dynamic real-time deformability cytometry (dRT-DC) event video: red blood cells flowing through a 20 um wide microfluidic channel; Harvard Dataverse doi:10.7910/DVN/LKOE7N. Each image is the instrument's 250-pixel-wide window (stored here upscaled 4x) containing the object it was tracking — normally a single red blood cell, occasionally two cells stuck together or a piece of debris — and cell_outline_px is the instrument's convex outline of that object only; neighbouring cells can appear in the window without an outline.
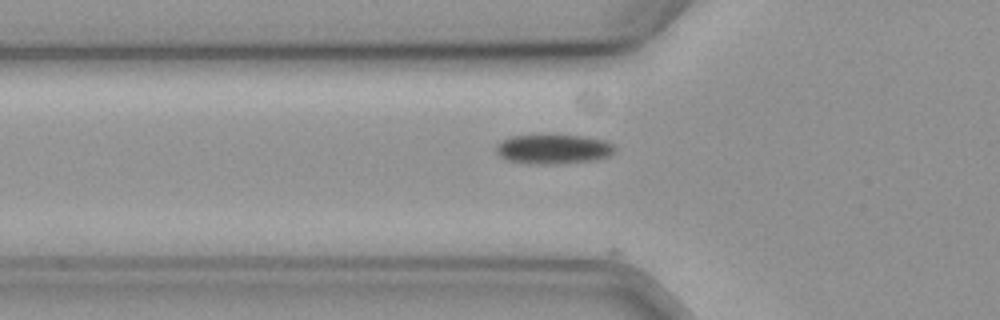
{"species": "common noctule bat (a hibernating species)", "species_latin": "Nyctalus noctula", "temperature_condition": "cold", "stored_images_in_passage": 11, "camera_frame_rate_fps": 3000, "um_per_image_px": 0.085, "animal": {"sex": "female", "body_mass_g": 19.3, "forearm_length_mm": 54.1}, "frame": {"image": 1, "passage_image": 2, "time_ms": 0.333, "image_size_px": [1000, 320], "cell_outline_px": [[616, 148], [608, 156], [596, 160], [552, 164], [528, 164], [508, 160], [500, 156], [496, 152], [496, 144], [512, 136], [588, 136], [604, 140], [612, 144]], "centroid_in_image_um": [47.04, 12.69], "position_along_channel_um": 78.8, "area_um2": 20.17}}